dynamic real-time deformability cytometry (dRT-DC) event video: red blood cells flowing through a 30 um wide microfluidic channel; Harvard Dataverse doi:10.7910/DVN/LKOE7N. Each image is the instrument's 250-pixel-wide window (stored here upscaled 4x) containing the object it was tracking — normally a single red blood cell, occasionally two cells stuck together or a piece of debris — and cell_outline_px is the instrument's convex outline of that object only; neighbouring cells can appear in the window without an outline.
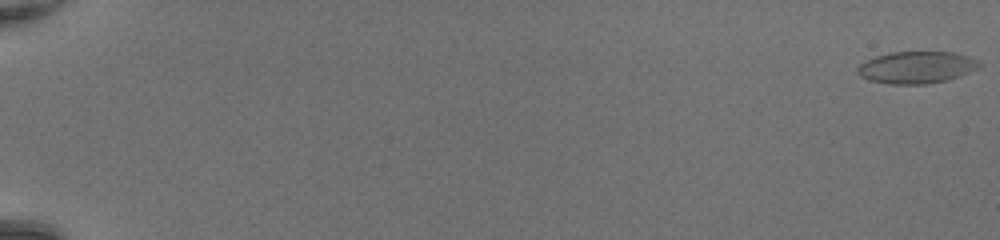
{"species": "common noctule bat (a hibernating species)", "species_latin": "Nyctalus noctula", "temperature_condition": "room temperature", "stored_images_in_passage": 50, "camera_frame_rate_fps": 3000, "um_per_image_px": 0.085, "animal": {"sex": "female", "body_mass_g": 20.0, "forearm_length_mm": 54.0}, "frame": {"image": 1, "passage_image": 1, "time_ms": 0.0, "image_size_px": [1000, 240], "cell_outline_px": [[980, 68], [948, 80], [928, 84], [892, 84], [868, 80], [860, 76], [856, 72], [856, 68], [864, 60], [876, 56], [892, 52], [952, 52], [968, 56], [980, 60]], "centroid_in_image_um": [77.9, 5.73], "position_along_channel_um": 7.1, "area_um2": 22.89}}
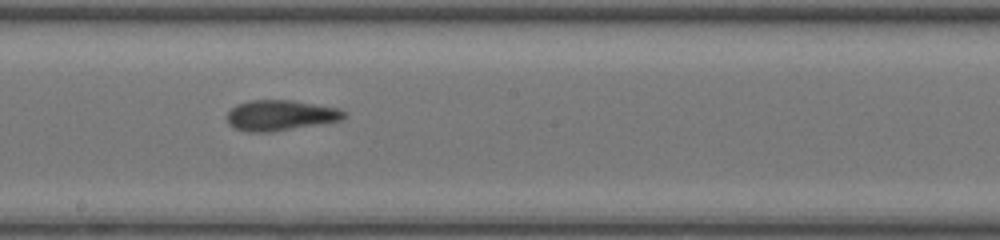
{"frame": {"image": 2, "passage_image": 31, "time_ms": 10.0, "image_size_px": [1000, 240], "cell_outline_px": [[348, 112], [340, 120], [272, 132], [248, 132], [236, 128], [228, 124], [228, 112], [236, 104], [252, 100], [292, 100], [336, 108]], "centroid_in_image_um": [23.8, 9.8], "position_along_channel_um": 224.4, "area_um2": 20.52}}
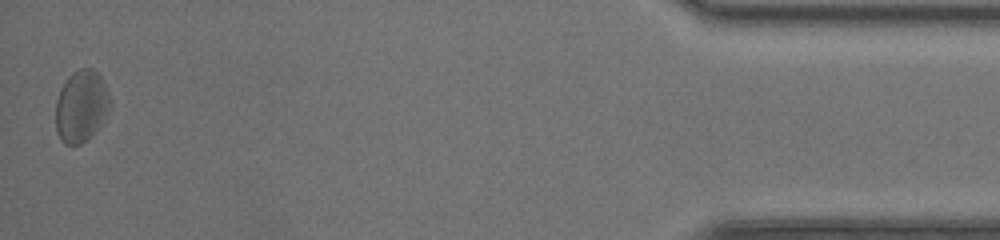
{"frame": {"image": 3, "passage_image": 50, "time_ms": 16.333, "image_size_px": [1000, 240], "cell_outline_px": [[112, 104], [100, 124], [80, 144], [64, 144], [60, 140], [56, 132], [56, 100], [60, 88], [68, 76], [72, 72], [80, 68], [92, 68], [100, 76], [112, 100]], "centroid_in_image_um": [6.88, 8.99], "position_along_channel_um": 428.3, "area_um2": 22.6}, "authors_computed_cell_mechanics": {"area_um2": 21.1548, "velocity_mm_per_s": 4.3865, "shape_relaxation_time_tau1_ms": 3.589, "shape_relaxation_time_tau2_ms": 3.0661, "deformation_change_tau1": 0.0959, "deformation_change_tau2": 0.1347}}